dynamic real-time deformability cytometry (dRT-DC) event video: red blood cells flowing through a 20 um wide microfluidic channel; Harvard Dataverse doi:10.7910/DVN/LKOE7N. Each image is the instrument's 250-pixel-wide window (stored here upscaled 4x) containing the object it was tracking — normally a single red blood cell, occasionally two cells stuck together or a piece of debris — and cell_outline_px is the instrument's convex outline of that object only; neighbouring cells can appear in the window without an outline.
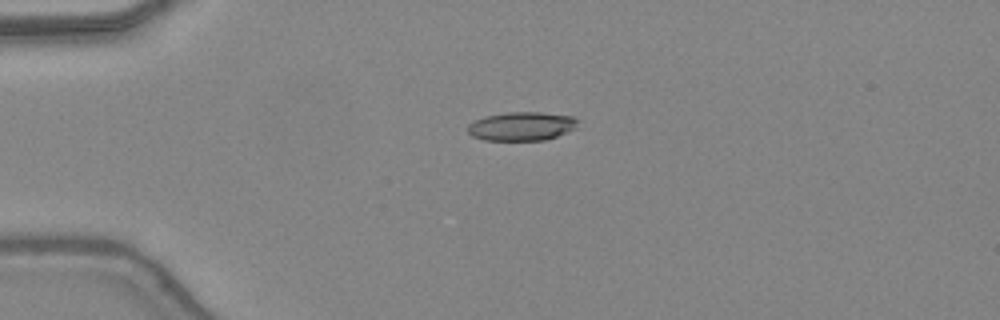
{"species": "common noctule bat (a hibernating species)", "species_latin": "Nyctalus noctula", "temperature_condition": "warm", "stored_images_in_passage": 31, "camera_frame_rate_fps": 3000, "um_per_image_px": 0.085, "animal": {"sex": "female", "body_mass_g": 24.6, "forearm_length_mm": 56.2}, "frame": {"image": 1, "passage_image": 1, "time_ms": 0.0, "image_size_px": [1000, 320], "cell_outline_px": [[580, 120], [572, 128], [556, 136], [544, 140], [484, 140], [472, 136], [468, 132], [468, 124], [476, 120], [488, 116], [508, 112], [540, 112], [572, 116]], "centroid_in_image_um": [44.31, 10.73], "position_along_channel_um": 40.7, "area_um2": 18.09}}
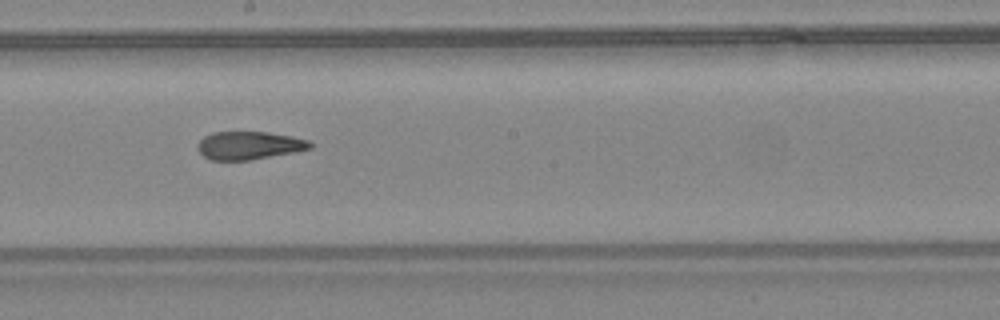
{"frame": {"image": 2, "passage_image": 16, "time_ms": 5.0, "image_size_px": [1000, 320], "cell_outline_px": [[312, 148], [296, 152], [248, 160], [208, 160], [196, 148], [196, 144], [204, 136], [212, 132], [268, 132], [292, 136], [308, 140], [312, 144]], "centroid_in_image_um": [21.15, 12.36], "position_along_channel_um": 227.0, "area_um2": 18.5}}
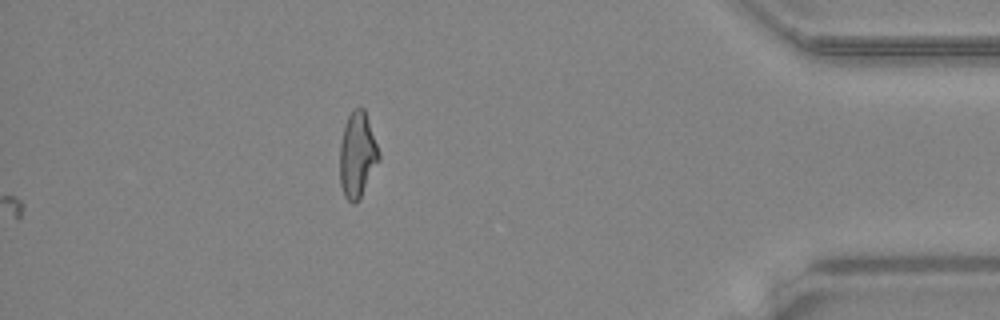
{"frame": {"image": 3, "passage_image": 31, "time_ms": 10.0, "image_size_px": [1000, 320], "cell_outline_px": [[380, 160], [356, 204], [352, 204], [344, 196], [340, 184], [340, 144], [344, 124], [352, 108], [364, 108], [380, 152]], "centroid_in_image_um": [30.37, 13.16], "position_along_channel_um": 404.8, "area_um2": 19.54}, "authors_computed_cell_mechanics": {"area_um2": 19.4786, "velocity_mm_per_s": 4.4385, "shape_relaxation_time_tau1_ms": null, "shape_relaxation_time_tau2_ms": 2.4727, "deformation_change_tau1": null, "deformation_change_tau2": 0.1201}}